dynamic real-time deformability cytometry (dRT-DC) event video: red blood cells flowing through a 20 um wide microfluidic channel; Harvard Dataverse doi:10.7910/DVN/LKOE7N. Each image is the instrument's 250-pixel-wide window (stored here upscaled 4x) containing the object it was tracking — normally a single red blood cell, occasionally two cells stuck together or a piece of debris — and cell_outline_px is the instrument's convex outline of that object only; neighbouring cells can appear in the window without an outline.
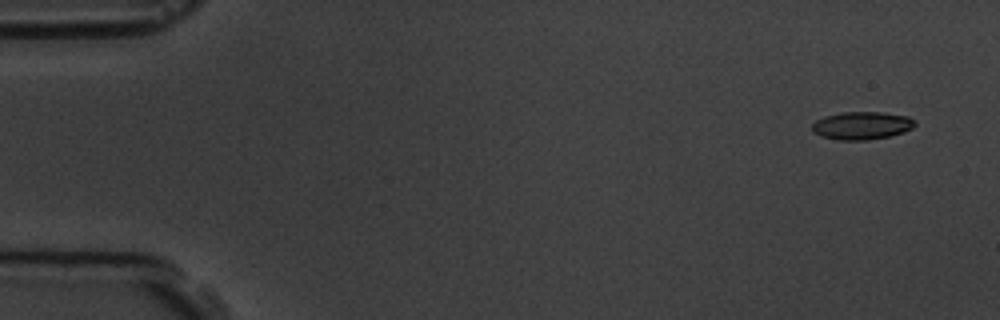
{"species": "common noctule bat (a hibernating species)", "species_latin": "Nyctalus noctula", "temperature_condition": "room temperature", "stored_images_in_passage": 5, "camera_frame_rate_fps": 3000, "um_per_image_px": 0.085, "animal": {"sex": "male", "body_mass_g": 19.5, "forearm_length_mm": 54.6}, "frame": {"image": 1, "passage_image": 1, "time_ms": 0.0, "image_size_px": [1000, 320], "cell_outline_px": [[916, 124], [912, 128], [904, 132], [888, 136], [868, 140], [840, 140], [820, 136], [812, 132], [812, 124], [816, 120], [824, 116], [840, 112], [884, 112], [908, 116], [916, 120]], "centroid_in_image_um": [73.25, 10.66], "position_along_channel_um": 11.7, "area_um2": 16.88}}
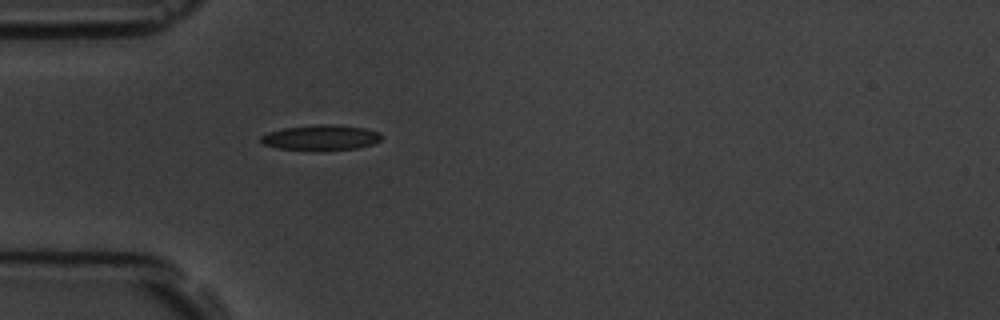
{"frame": {"image": 2, "passage_image": 5, "time_ms": 4.667, "image_size_px": [1000, 320], "cell_outline_px": [[380, 140], [372, 144], [356, 148], [320, 152], [312, 152], [280, 148], [260, 144], [260, 136], [268, 132], [284, 128], [312, 124], [336, 124], [364, 128], [380, 132]], "centroid_in_image_um": [27.23, 11.71], "position_along_channel_um": 57.8, "area_um2": 18.38}}